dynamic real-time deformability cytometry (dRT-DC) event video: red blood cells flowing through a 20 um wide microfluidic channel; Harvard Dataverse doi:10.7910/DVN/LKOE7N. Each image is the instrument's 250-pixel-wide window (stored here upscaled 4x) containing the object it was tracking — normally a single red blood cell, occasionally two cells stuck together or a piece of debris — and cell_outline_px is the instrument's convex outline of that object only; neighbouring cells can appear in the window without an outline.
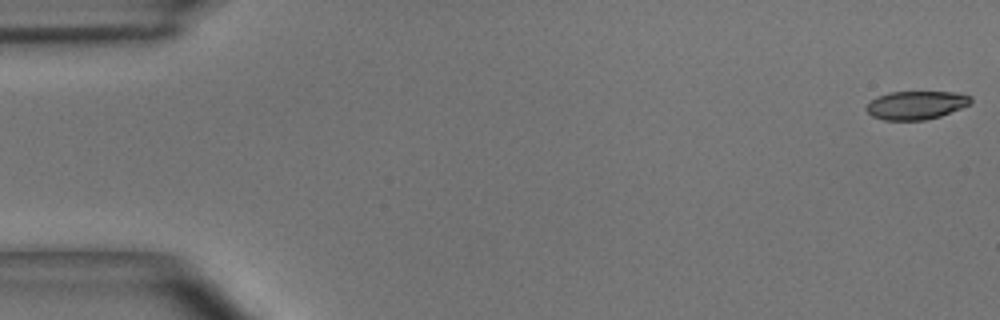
{"species": "common noctule bat (a hibernating species)", "species_latin": "Nyctalus noctula", "temperature_condition": "room temperature", "stored_images_in_passage": 49, "camera_frame_rate_fps": 3000, "um_per_image_px": 0.085, "animal": {"sex": "male", "body_mass_g": 15.6}, "frame": {"image": 1, "passage_image": 1, "time_ms": 0.0, "image_size_px": [1000, 320], "cell_outline_px": [[972, 100], [968, 104], [960, 108], [940, 116], [924, 120], [884, 120], [872, 116], [864, 108], [872, 100], [888, 92], [956, 92], [972, 96]], "centroid_in_image_um": [77.86, 8.93], "position_along_channel_um": 7.1, "area_um2": 17.11}}
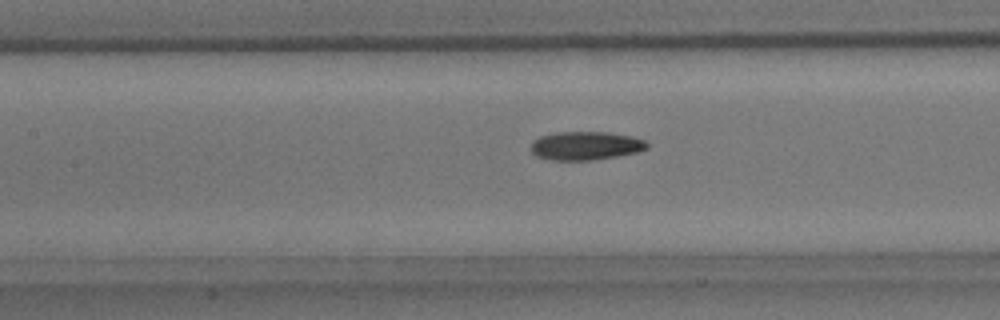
{"frame": {"image": 2, "passage_image": 22, "time_ms": 7.0, "image_size_px": [1000, 320], "cell_outline_px": [[648, 148], [636, 152], [616, 156], [592, 160], [552, 160], [536, 156], [532, 152], [532, 140], [540, 136], [556, 132], [608, 132], [632, 136], [644, 140], [648, 144]], "centroid_in_image_um": [49.77, 12.38], "position_along_channel_um": 157.6, "area_um2": 19.25}}
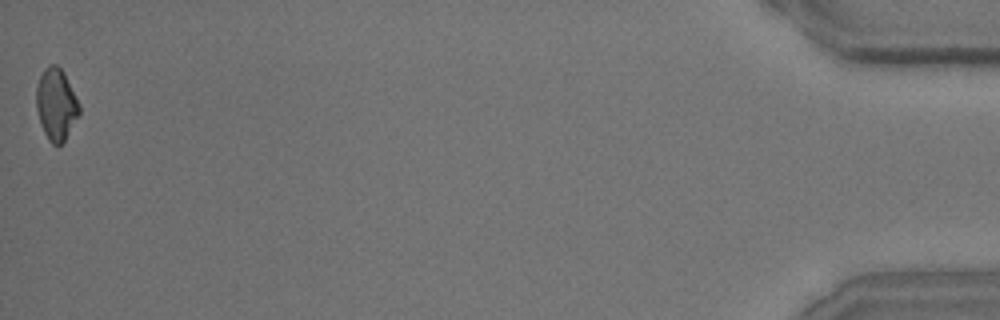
{"frame": {"image": 3, "passage_image": 49, "time_ms": 16.0, "image_size_px": [1000, 320], "cell_outline_px": [[80, 112], [64, 140], [60, 144], [52, 144], [48, 140], [40, 124], [36, 108], [36, 88], [40, 76], [44, 68], [52, 64], [56, 64], [64, 72], [80, 104]], "centroid_in_image_um": [4.76, 8.85], "position_along_channel_um": 430.4, "area_um2": 17.86}, "authors_computed_cell_mechanics": {"area_um2": 18.785, "velocity_mm_per_s": 4.0718, "shape_relaxation_time_tau1_ms": 5.4542, "shape_relaxation_time_tau2_ms": 6.8513, "deformation_change_tau1": 0.1629, "deformation_change_tau2": 0.1664}}